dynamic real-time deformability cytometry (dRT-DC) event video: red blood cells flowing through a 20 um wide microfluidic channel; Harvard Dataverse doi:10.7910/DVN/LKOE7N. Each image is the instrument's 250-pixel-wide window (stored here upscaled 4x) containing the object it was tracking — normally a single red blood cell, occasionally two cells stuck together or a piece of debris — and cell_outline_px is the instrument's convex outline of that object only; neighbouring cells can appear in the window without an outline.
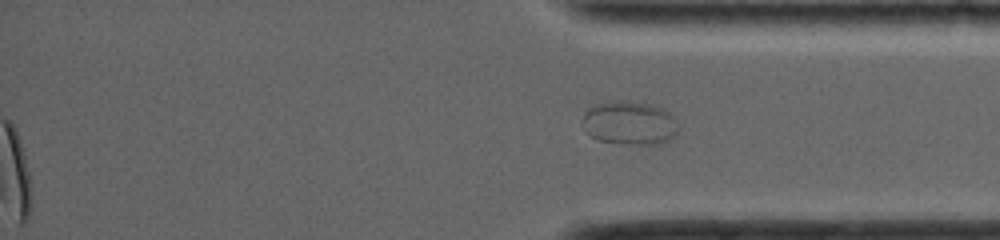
{"species": "common noctule bat (a hibernating species)", "species_latin": "Nyctalus noctula", "temperature_condition": "room temperature", "stored_images_in_passage": 34, "segment_of_instrument_passage": [2, 2], "camera_frame_rate_fps": 4000, "um_per_image_px": 0.085, "animal": {"sex": "female", "body_mass_g": 19.0, "forearm_length_mm": 56.7}, "frame": {"image": 1, "passage_image": 34, "time_ms": 11.0, "image_size_px": [1000, 240], "cell_outline_px": [[680, 128], [668, 140], [656, 144], [624, 144], [596, 140], [588, 132], [580, 120], [584, 112], [608, 100], [628, 100], [652, 104], [664, 108], [680, 124]], "centroid_in_image_um": [53.53, 10.44], "position_along_channel_um": 381.7, "area_um2": 24.62}}